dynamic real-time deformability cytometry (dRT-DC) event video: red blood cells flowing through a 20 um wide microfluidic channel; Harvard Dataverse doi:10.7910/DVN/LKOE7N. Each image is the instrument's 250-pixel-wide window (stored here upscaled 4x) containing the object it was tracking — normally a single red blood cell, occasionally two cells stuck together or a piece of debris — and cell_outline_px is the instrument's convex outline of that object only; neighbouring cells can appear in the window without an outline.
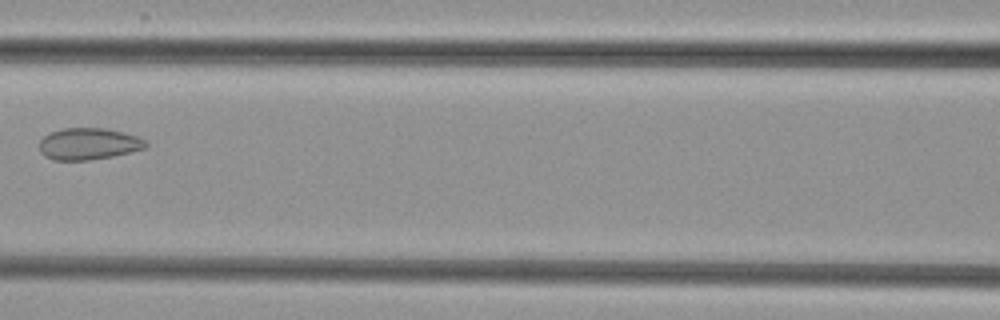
{"species": "common noctule bat (a hibernating species)", "species_latin": "Nyctalus noctula", "temperature_condition": "cold", "stored_images_in_passage": 5, "camera_frame_rate_fps": 3000, "um_per_image_px": 0.085, "animal": {"sex": "female", "body_mass_g": 29.2, "forearm_length_mm": 56.3}, "frame": {"image": 1, "passage_image": 5, "time_ms": 5.667, "image_size_px": [1000, 320], "cell_outline_px": [[148, 144], [144, 148], [112, 156], [88, 160], [52, 160], [44, 156], [40, 152], [40, 140], [44, 136], [52, 132], [64, 128], [104, 128], [124, 132], [140, 136]], "centroid_in_image_um": [7.52, 12.22], "position_along_channel_um": 159.1, "area_um2": 19.59}}